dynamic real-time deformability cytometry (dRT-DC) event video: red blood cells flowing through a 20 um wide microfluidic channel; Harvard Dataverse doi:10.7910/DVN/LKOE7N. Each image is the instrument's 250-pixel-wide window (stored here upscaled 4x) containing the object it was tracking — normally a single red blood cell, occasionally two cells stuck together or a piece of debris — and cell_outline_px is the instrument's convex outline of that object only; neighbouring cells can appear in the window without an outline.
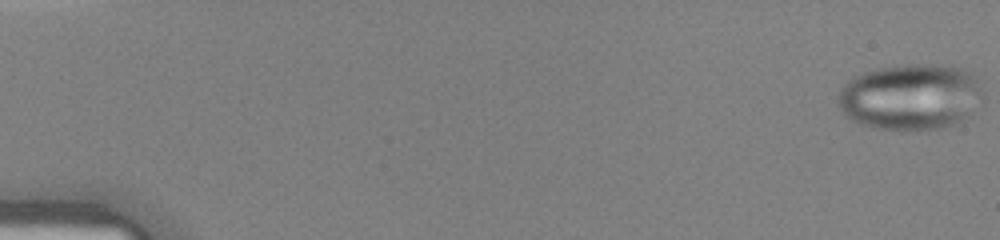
{"species": "human", "species_latin": "Homo sapiens", "temperature_condition": "warm", "stored_images_in_passage": 44, "camera_frame_rate_fps": 3000, "um_per_image_px": 0.085, "donor": {"sex": "female"}, "frame": {"image": 1, "passage_image": 1, "time_ms": 0.0, "image_size_px": [1000, 240], "cell_outline_px": [[984, 104], [960, 124], [944, 128], [916, 132], [900, 132], [876, 128], [860, 124], [844, 116], [836, 100], [836, 96], [840, 88], [852, 76], [876, 68], [896, 64], [952, 64], [964, 68], [972, 72], [984, 92]], "centroid_in_image_um": [77.46, 8.25], "position_along_channel_um": 7.5, "area_um2": 58.55}}
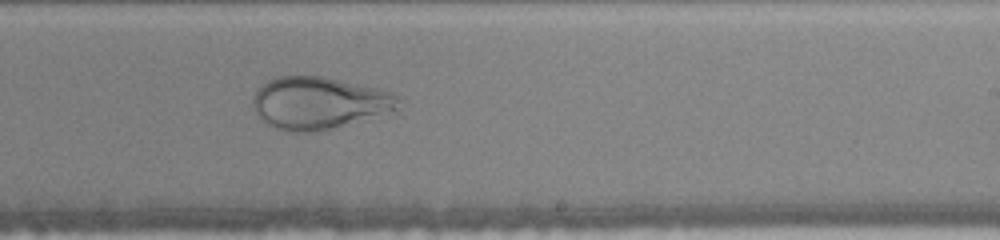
{"frame": {"image": 2, "passage_image": 28, "time_ms": 9.0, "image_size_px": [1000, 240], "cell_outline_px": [[400, 100], [396, 112], [316, 132], [288, 132], [276, 128], [268, 124], [256, 112], [252, 104], [252, 100], [256, 88], [260, 84], [276, 76], [320, 76], [392, 92], [400, 96]], "centroid_in_image_um": [27.11, 8.76], "position_along_channel_um": 261.9, "area_um2": 44.45}}
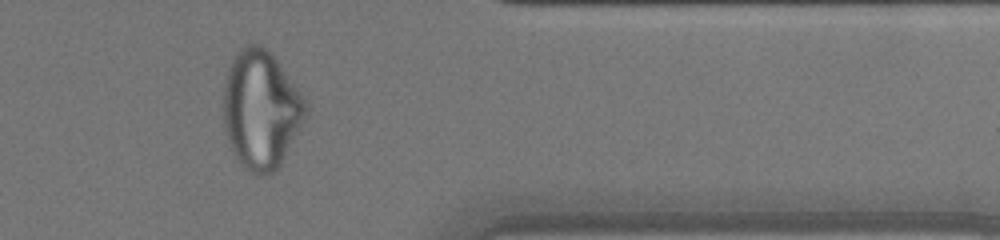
{"frame": {"image": 3, "passage_image": 37, "time_ms": 12.0, "image_size_px": [1000, 240], "cell_outline_px": [[308, 112], [280, 164], [272, 172], [252, 172], [244, 168], [240, 164], [232, 148], [224, 128], [224, 80], [228, 68], [236, 52], [240, 48], [248, 44], [260, 44], [272, 52], [300, 92], [308, 104]], "centroid_in_image_um": [22.18, 9.24], "position_along_channel_um": 389.2, "area_um2": 56.18}}